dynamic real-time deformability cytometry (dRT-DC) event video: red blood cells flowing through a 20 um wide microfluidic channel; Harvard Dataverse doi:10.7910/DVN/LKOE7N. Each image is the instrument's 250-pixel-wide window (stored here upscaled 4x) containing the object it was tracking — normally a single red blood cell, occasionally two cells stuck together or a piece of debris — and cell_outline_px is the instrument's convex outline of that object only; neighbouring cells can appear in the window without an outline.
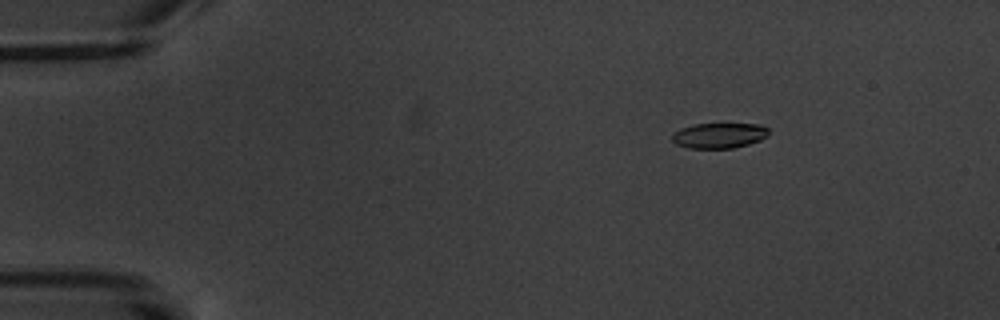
{"species": "common noctule bat (a hibernating species)", "species_latin": "Nyctalus noctula", "temperature_condition": "warm", "stored_images_in_passage": 8, "camera_frame_rate_fps": 3000, "um_per_image_px": 0.085, "animal": {"sex": "male", "body_mass_g": 20.1, "forearm_length_mm": 53.5}, "frame": {"image": 1, "passage_image": 3, "time_ms": 2.333, "image_size_px": [1000, 320], "cell_outline_px": [[768, 136], [760, 140], [748, 144], [732, 148], [688, 148], [676, 144], [672, 140], [672, 136], [680, 128], [692, 124], [760, 124], [768, 128]], "centroid_in_image_um": [61.13, 11.51], "position_along_channel_um": 23.9, "area_um2": 14.22}}
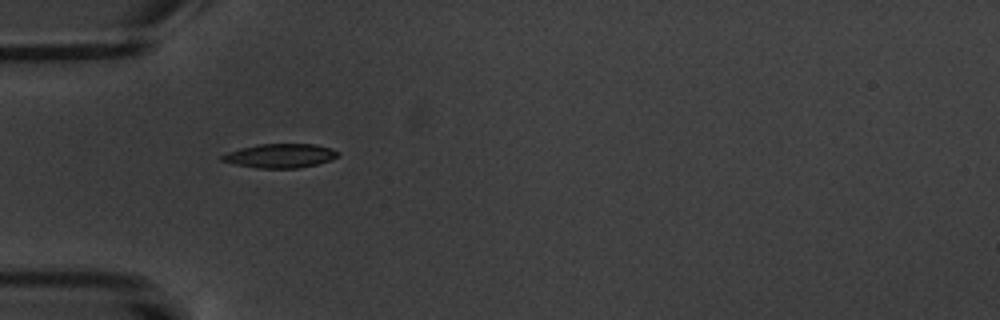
{"frame": {"image": 2, "passage_image": 6, "time_ms": 5.667, "image_size_px": [1000, 320], "cell_outline_px": [[340, 156], [332, 160], [316, 164], [296, 168], [256, 168], [236, 164], [220, 160], [220, 156], [228, 152], [240, 148], [260, 144], [316, 144], [332, 148], [340, 152]], "centroid_in_image_um": [23.86, 13.23], "position_along_channel_um": 61.1, "area_um2": 16.3}}